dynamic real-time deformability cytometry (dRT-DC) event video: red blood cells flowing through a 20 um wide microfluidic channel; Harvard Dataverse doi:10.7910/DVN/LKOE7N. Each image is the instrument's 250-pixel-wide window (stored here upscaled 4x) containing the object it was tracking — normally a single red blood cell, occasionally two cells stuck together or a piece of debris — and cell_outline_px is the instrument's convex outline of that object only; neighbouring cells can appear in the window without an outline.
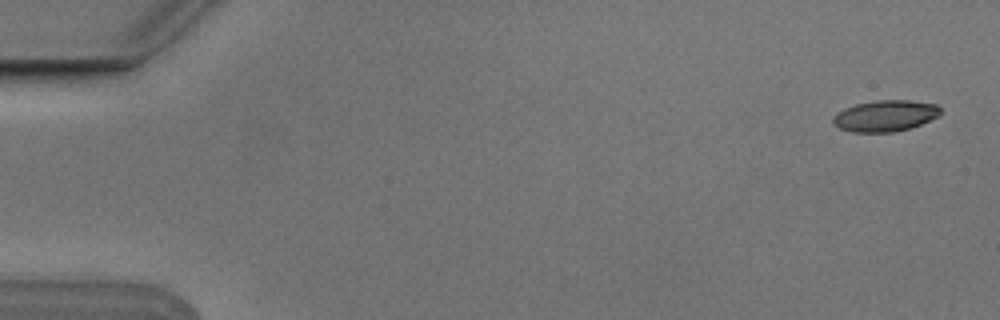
{"species": "Egyptian fruit bat (a non-hibernating species)", "species_latin": "Rousettus aegyptiacus", "temperature_condition": "cold", "stored_images_in_passage": 4, "camera_frame_rate_fps": 3000, "um_per_image_px": 0.085, "animal": {"sex": "male"}, "frame": {"image": 1, "passage_image": 1, "time_ms": 0.0, "image_size_px": [1000, 320], "cell_outline_px": [[940, 116], [920, 124], [908, 128], [892, 132], [852, 132], [840, 128], [832, 124], [832, 116], [844, 108], [856, 104], [876, 100], [908, 100], [936, 104], [940, 108]], "centroid_in_image_um": [75.22, 9.84], "position_along_channel_um": 9.8, "area_um2": 19.54}}